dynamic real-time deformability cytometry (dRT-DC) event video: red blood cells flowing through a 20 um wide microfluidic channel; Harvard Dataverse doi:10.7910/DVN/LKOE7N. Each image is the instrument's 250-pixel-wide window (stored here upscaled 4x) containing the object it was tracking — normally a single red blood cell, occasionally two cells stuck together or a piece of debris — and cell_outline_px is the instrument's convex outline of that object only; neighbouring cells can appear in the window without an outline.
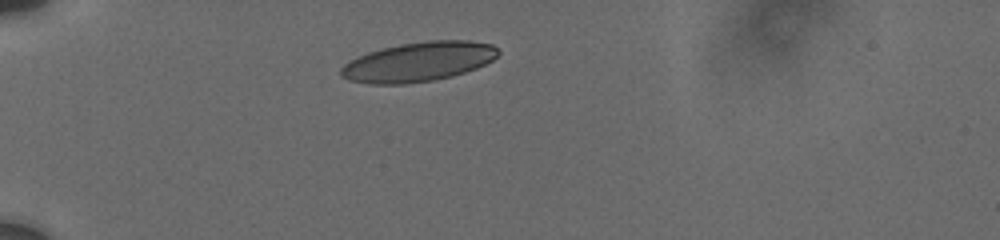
{"species": "human", "species_latin": "Homo sapiens", "temperature_condition": "cold", "stored_images_in_passage": 21, "camera_frame_rate_fps": 3000, "um_per_image_px": 0.085, "donor": {"sex": "male"}, "frame": {"image": 1, "passage_image": 1, "time_ms": 0.0, "image_size_px": [1000, 240], "cell_outline_px": [[500, 52], [492, 60], [476, 68], [452, 76], [432, 80], [408, 84], [372, 84], [348, 80], [340, 76], [340, 68], [344, 64], [368, 52], [380, 48], [400, 44], [428, 40], [468, 40], [492, 44]], "centroid_in_image_um": [35.55, 5.25], "position_along_channel_um": 49.4, "area_um2": 36.13}}
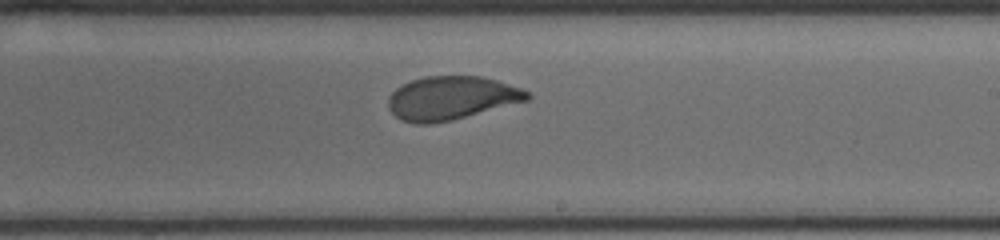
{"frame": {"image": 2, "passage_image": 12, "time_ms": 6.333, "image_size_px": [1000, 240], "cell_outline_px": [[532, 96], [528, 100], [452, 120], [428, 124], [416, 124], [400, 120], [388, 108], [388, 96], [396, 88], [412, 80], [424, 76], [484, 76], [520, 88], [528, 92]], "centroid_in_image_um": [38.34, 8.33], "position_along_channel_um": 250.7, "area_um2": 35.14}}
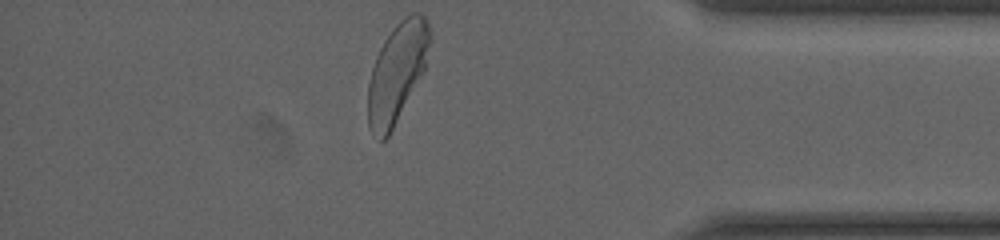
{"frame": {"image": 3, "passage_image": 21, "time_ms": 11.0, "image_size_px": [1000, 240], "cell_outline_px": [[432, 40], [424, 72], [388, 136], [384, 140], [380, 140], [368, 128], [368, 84], [372, 68], [376, 56], [384, 40], [392, 28], [404, 16], [412, 12], [420, 12], [424, 16], [428, 24], [432, 36]], "centroid_in_image_um": [33.77, 6.12], "position_along_channel_um": 401.4, "area_um2": 35.95}, "authors_computed_cell_mechanics": {"area_um2": 35.9516, "velocity_mm_per_s": 3.727, "shape_relaxation_time_tau1_ms": 4.4199, "shape_relaxation_time_tau2_ms": 0.8439, "deformation_change_tau1": 0.1556, "deformation_change_tau2": 0.0517}}